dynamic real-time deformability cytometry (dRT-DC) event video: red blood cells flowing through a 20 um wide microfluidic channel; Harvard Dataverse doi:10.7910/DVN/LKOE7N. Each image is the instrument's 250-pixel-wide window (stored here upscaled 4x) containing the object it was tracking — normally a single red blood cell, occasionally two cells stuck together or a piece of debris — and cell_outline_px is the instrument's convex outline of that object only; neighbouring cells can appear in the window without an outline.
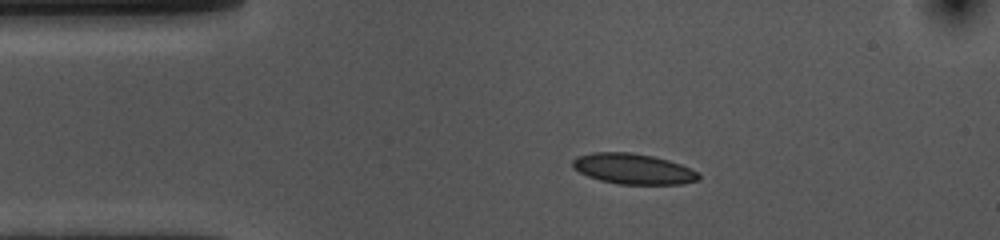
{"species": "common noctule bat (a hibernating species)", "species_latin": "Nyctalus noctula", "temperature_condition": "cold", "stored_images_in_passage": 46, "camera_frame_rate_fps": 3000, "um_per_image_px": 0.085, "animal": {"sex": "female", "body_mass_g": 10.0, "forearm_length_mm": 53.1}, "frame": {"image": 1, "passage_image": 1, "time_ms": 0.0, "image_size_px": [1000, 240], "cell_outline_px": [[700, 180], [680, 184], [620, 184], [600, 180], [588, 176], [572, 168], [572, 160], [576, 156], [592, 152], [632, 152], [652, 156], [668, 160], [680, 164], [696, 172], [700, 176]], "centroid_in_image_um": [53.78, 14.35], "position_along_channel_um": 31.2, "area_um2": 22.37}}
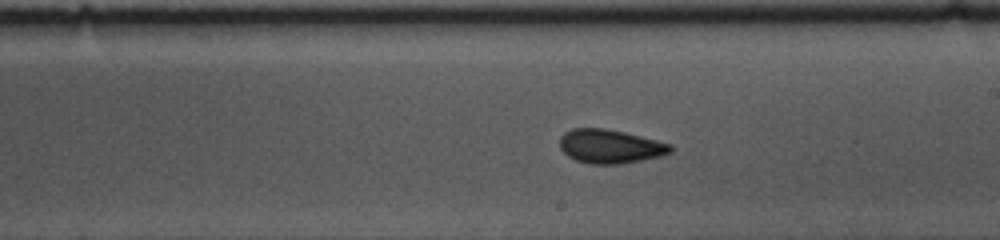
{"frame": {"image": 2, "passage_image": 21, "time_ms": 6.667, "image_size_px": [1000, 240], "cell_outline_px": [[672, 152], [660, 156], [620, 164], [592, 164], [576, 160], [568, 156], [560, 148], [560, 136], [564, 132], [572, 128], [604, 128], [624, 132], [672, 144]], "centroid_in_image_um": [51.84, 12.43], "position_along_channel_um": 237.2, "area_um2": 21.79}}
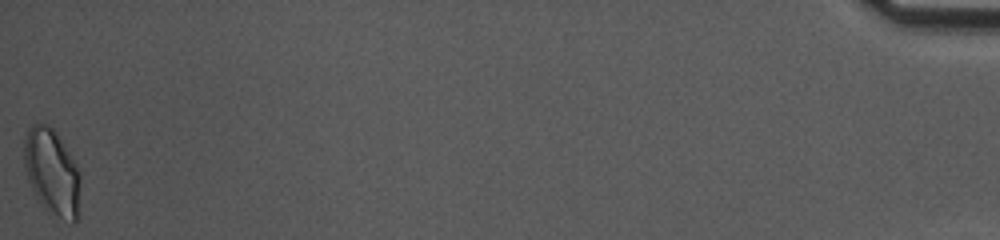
{"frame": {"image": 3, "passage_image": 46, "time_ms": 15.0, "image_size_px": [1000, 240], "cell_outline_px": [[80, 180], [76, 224], [72, 224], [48, 212], [44, 208], [36, 196], [28, 180], [24, 164], [24, 140], [28, 128], [32, 124], [40, 120], [48, 124], [56, 132], [76, 164], [80, 176]], "centroid_in_image_um": [4.4, 14.6], "position_along_channel_um": 430.8, "area_um2": 28.38}, "authors_computed_cell_mechanics": {"area_um2": 21.5883, "velocity_mm_per_s": 3.5901, "shape_relaxation_time_tau1_ms": 8.8434, "shape_relaxation_time_tau2_ms": 1.9914, "deformation_change_tau1": 0.143, "deformation_change_tau2": 0.0736}}